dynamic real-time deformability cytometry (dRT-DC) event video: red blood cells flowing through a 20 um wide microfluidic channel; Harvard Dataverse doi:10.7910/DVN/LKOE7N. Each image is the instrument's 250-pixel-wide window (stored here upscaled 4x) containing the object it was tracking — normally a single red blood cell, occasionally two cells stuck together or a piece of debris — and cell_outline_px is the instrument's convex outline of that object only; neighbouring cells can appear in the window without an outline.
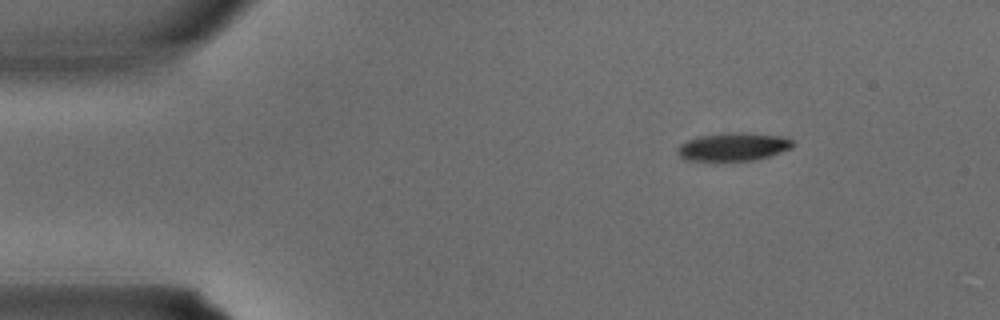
{"species": "common noctule bat (a hibernating species)", "species_latin": "Nyctalus noctula", "temperature_condition": "warm", "stored_images_in_passage": 2, "camera_frame_rate_fps": 3000, "um_per_image_px": 0.085, "animal": {"sex": "male", "body_mass_g": 15.6}, "frame": {"image": 1, "passage_image": 1, "time_ms": 0.0, "image_size_px": [1000, 320], "cell_outline_px": [[792, 148], [768, 156], [752, 160], [716, 164], [692, 160], [680, 156], [676, 152], [676, 148], [680, 144], [688, 140], [700, 136], [728, 132], [744, 132], [784, 136], [792, 140]], "centroid_in_image_um": [62.29, 12.51], "position_along_channel_um": 22.7, "area_um2": 19.54}}